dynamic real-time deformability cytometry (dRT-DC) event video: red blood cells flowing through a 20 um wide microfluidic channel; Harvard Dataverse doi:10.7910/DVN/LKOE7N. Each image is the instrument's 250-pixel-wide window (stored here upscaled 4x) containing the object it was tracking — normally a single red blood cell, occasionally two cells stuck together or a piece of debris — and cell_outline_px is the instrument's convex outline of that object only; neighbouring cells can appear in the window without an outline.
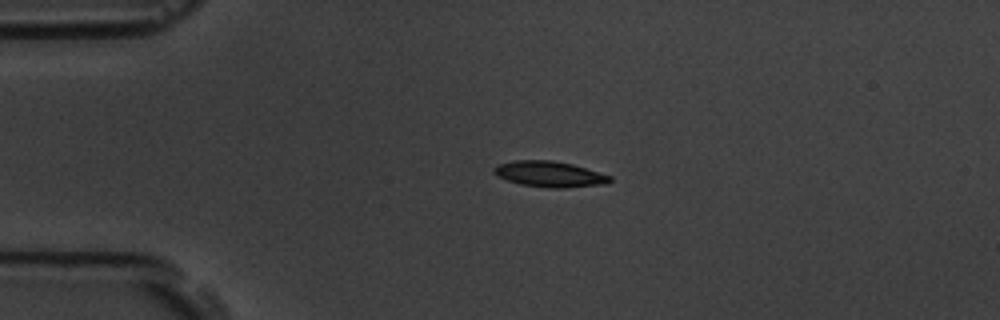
{"species": "common noctule bat (a hibernating species)", "species_latin": "Nyctalus noctula", "temperature_condition": "room temperature", "stored_images_in_passage": 5, "camera_frame_rate_fps": 3000, "um_per_image_px": 0.085, "animal": {"sex": "male", "body_mass_g": 19.5, "forearm_length_mm": 54.6}, "frame": {"image": 1, "passage_image": 4, "time_ms": 3.333, "image_size_px": [1000, 320], "cell_outline_px": [[612, 180], [608, 184], [564, 188], [552, 188], [520, 184], [496, 176], [492, 172], [492, 168], [496, 164], [516, 160], [552, 160], [572, 164], [612, 176]], "centroid_in_image_um": [46.7, 14.8], "position_along_channel_um": 38.3, "area_um2": 17.57}}